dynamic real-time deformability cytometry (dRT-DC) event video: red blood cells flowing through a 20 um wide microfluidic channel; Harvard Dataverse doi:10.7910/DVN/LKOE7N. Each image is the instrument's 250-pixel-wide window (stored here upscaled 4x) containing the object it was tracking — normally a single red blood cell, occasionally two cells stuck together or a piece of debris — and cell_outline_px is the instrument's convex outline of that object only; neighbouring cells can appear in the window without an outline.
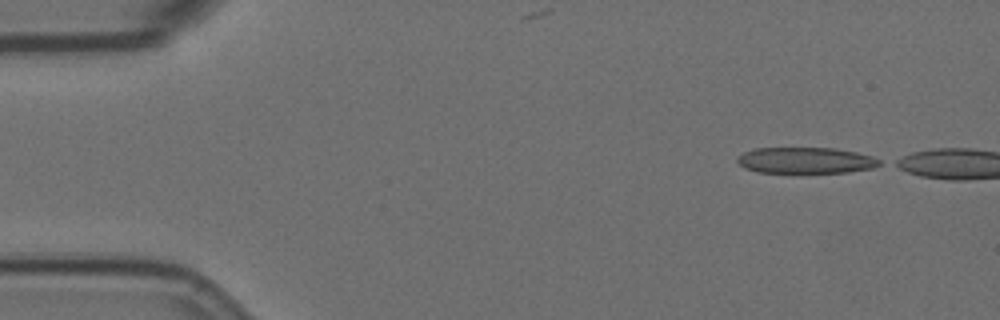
{"species": "Egyptian fruit bat (a non-hibernating species)", "species_latin": "Rousettus aegyptiacus", "temperature_condition": "room temperature", "stored_images_in_passage": 3, "camera_frame_rate_fps": 3000, "um_per_image_px": 0.085, "animal": {"sex": "female"}, "frame": {"image": 1, "passage_image": 1, "time_ms": 0.0, "image_size_px": [1000, 320], "cell_outline_px": [[880, 164], [872, 168], [848, 172], [756, 172], [744, 168], [736, 160], [736, 156], [744, 152], [756, 148], [836, 148], [856, 152], [872, 156], [880, 160]], "centroid_in_image_um": [68.45, 13.62], "position_along_channel_um": 16.5, "area_um2": 21.56}}